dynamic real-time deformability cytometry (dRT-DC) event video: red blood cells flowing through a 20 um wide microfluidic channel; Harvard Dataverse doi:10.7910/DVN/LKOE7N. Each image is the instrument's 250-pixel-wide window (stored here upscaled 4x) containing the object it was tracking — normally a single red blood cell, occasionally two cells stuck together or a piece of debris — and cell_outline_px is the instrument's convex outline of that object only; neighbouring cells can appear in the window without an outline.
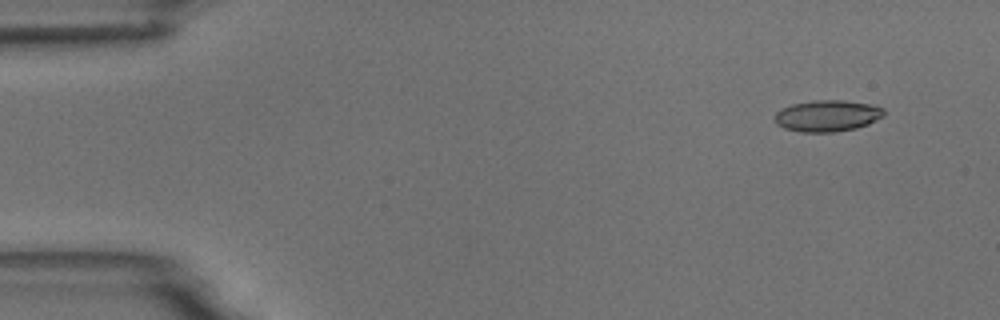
{"species": "common noctule bat (a hibernating species)", "species_latin": "Nyctalus noctula", "temperature_condition": "room temperature", "stored_images_in_passage": 5, "camera_frame_rate_fps": 3000, "um_per_image_px": 0.085, "animal": {"sex": "male", "body_mass_g": 18.8}, "frame": {"image": 1, "passage_image": 2, "time_ms": 1.333, "image_size_px": [1000, 320], "cell_outline_px": [[884, 116], [868, 124], [856, 128], [832, 132], [800, 132], [784, 128], [776, 124], [772, 116], [780, 108], [792, 104], [812, 100], [840, 100], [872, 104], [884, 108]], "centroid_in_image_um": [70.28, 9.84], "position_along_channel_um": 14.7, "area_um2": 20.23}}
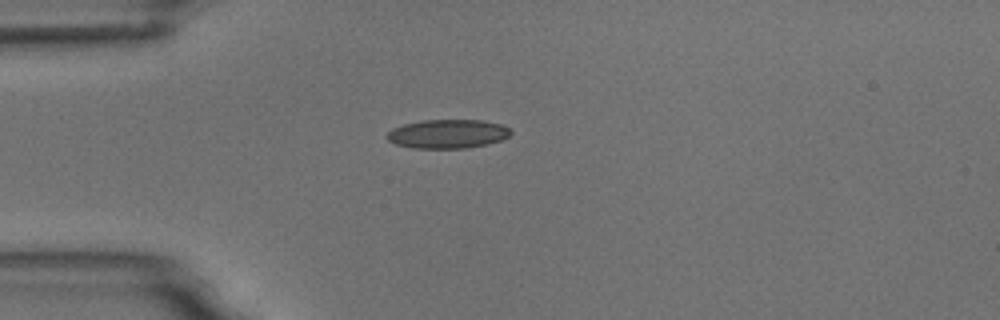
{"frame": {"image": 2, "passage_image": 5, "time_ms": 4.667, "image_size_px": [1000, 320], "cell_outline_px": [[512, 132], [508, 136], [500, 140], [488, 144], [464, 148], [412, 148], [396, 144], [388, 140], [388, 132], [392, 128], [404, 124], [420, 120], [480, 120], [504, 124]], "centroid_in_image_um": [38.06, 11.37], "position_along_channel_um": 46.9, "area_um2": 20.81}}